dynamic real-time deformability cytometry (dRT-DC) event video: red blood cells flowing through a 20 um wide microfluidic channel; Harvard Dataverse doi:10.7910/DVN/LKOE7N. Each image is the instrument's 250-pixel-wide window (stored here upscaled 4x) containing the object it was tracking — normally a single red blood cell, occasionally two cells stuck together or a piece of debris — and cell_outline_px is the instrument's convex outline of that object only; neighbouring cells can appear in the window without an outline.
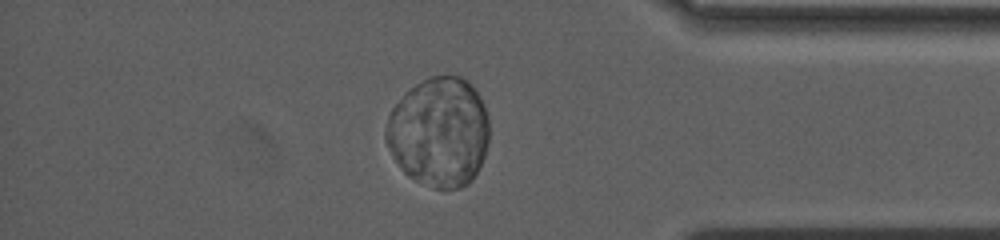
{"species": "human", "species_latin": "Homo sapiens", "temperature_condition": "warm", "stored_images_in_passage": 47, "segment_of_instrument_passage": [2, 2], "camera_frame_rate_fps": 3000, "um_per_image_px": 0.085, "donor": {"sex": "male"}, "frame": {"image": 1, "passage_image": 47, "time_ms": 15.333, "image_size_px": [1000, 240], "cell_outline_px": [[488, 132], [484, 152], [480, 164], [476, 172], [464, 184], [460, 184], [436, 76], [452, 76], [464, 80], [472, 88], [480, 100], [484, 112], [488, 128]], "centroid_in_image_um": [39.43, 10.59], "position_along_channel_um": 395.8, "area_um2": 24.45}}